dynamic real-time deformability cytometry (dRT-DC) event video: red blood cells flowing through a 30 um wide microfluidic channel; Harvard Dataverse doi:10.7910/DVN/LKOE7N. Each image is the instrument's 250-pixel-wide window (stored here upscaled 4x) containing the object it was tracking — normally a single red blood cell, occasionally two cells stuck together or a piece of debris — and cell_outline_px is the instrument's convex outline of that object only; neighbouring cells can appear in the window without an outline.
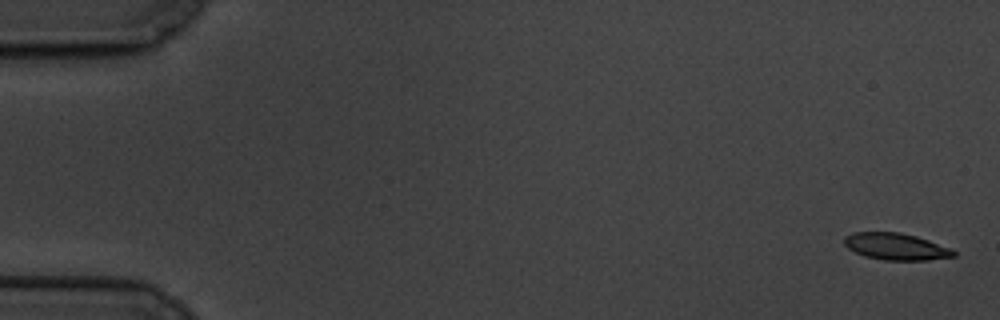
{"species": "common noctule bat (a hibernating species)", "species_latin": "Nyctalus noctula", "temperature_condition": "cold", "stored_images_in_passage": 5, "camera_frame_rate_fps": 3000, "um_per_image_px": 0.085, "animal": {"sex": "male", "body_mass_g": 19.5, "forearm_length_mm": 54.6}, "frame": {"image": 1, "passage_image": 1, "time_ms": 0.0, "image_size_px": [1000, 320], "cell_outline_px": [[956, 256], [928, 260], [884, 260], [864, 256], [848, 248], [844, 244], [844, 236], [852, 232], [900, 232], [916, 236], [952, 248], [956, 252]], "centroid_in_image_um": [76.16, 20.95], "position_along_channel_um": 8.8, "area_um2": 17.17}}
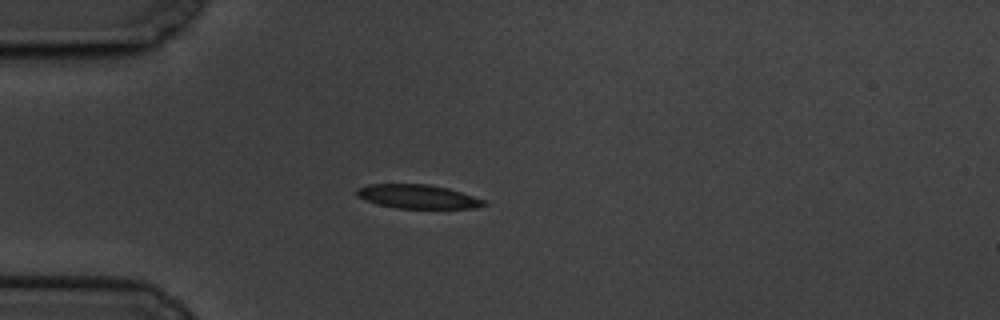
{"frame": {"image": 2, "passage_image": 5, "time_ms": 5.0, "image_size_px": [1000, 320], "cell_outline_px": [[488, 204], [476, 208], [396, 208], [376, 204], [356, 196], [356, 188], [368, 184], [428, 184], [448, 188], [488, 200]], "centroid_in_image_um": [35.53, 16.71], "position_along_channel_um": 49.5, "area_um2": 17.92}}